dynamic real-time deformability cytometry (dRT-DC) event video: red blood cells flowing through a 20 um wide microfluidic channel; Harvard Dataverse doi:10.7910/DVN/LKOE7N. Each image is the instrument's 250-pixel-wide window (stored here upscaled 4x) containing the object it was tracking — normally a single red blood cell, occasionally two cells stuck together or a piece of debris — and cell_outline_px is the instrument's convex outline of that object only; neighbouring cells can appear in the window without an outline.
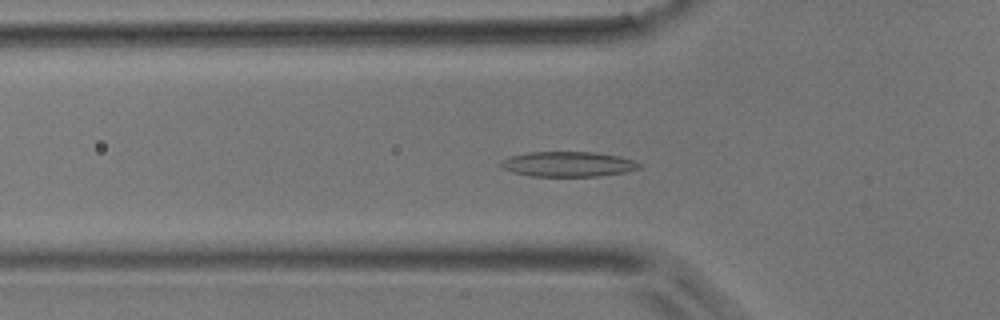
{"species": "common noctule bat (a hibernating species)", "species_latin": "Nyctalus noctula", "temperature_condition": "room temperature", "stored_images_in_passage": 45, "camera_frame_rate_fps": 3000, "um_per_image_px": 0.085, "animal": {"sex": "male", "body_mass_g": 17.9}, "frame": {"image": 1, "passage_image": 13, "time_ms": 4.0, "image_size_px": [1000, 320], "cell_outline_px": [[640, 168], [624, 172], [600, 176], [532, 176], [512, 172], [504, 168], [500, 164], [500, 160], [508, 156], [528, 152], [596, 152], [616, 156], [632, 160], [640, 164]], "centroid_in_image_um": [48.23, 13.95], "position_along_channel_um": 77.6, "area_um2": 20.11}}
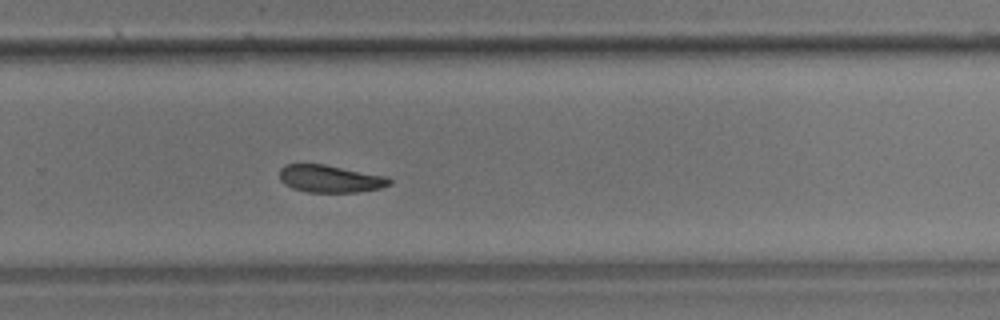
{"frame": {"image": 2, "passage_image": 29, "time_ms": 9.333, "image_size_px": [1000, 320], "cell_outline_px": [[392, 184], [380, 188], [356, 192], [308, 192], [292, 188], [284, 184], [280, 180], [280, 168], [284, 164], [324, 164], [388, 176], [392, 180]], "centroid_in_image_um": [28.07, 15.19], "position_along_channel_um": 301.7, "area_um2": 17.69}}
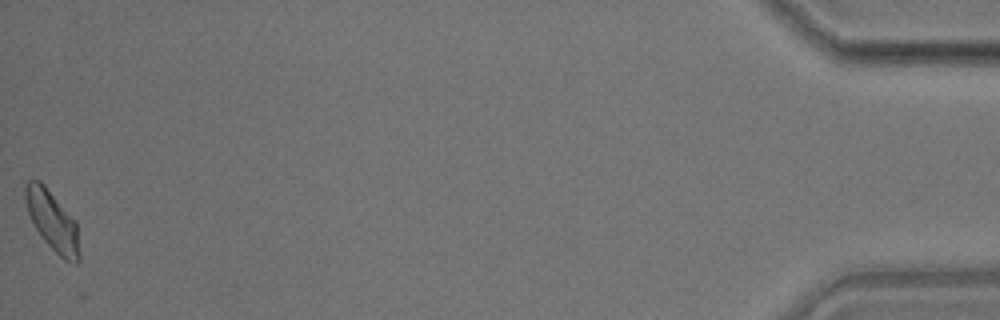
{"frame": {"image": 3, "passage_image": 45, "time_ms": 14.667, "image_size_px": [1000, 320], "cell_outline_px": [[80, 260], [76, 264], [64, 260], [44, 240], [36, 228], [28, 212], [24, 196], [24, 184], [28, 180], [40, 180], [44, 184], [76, 220], [80, 256]], "centroid_in_image_um": [4.46, 18.76], "position_along_channel_um": 430.7, "area_um2": 18.84}}